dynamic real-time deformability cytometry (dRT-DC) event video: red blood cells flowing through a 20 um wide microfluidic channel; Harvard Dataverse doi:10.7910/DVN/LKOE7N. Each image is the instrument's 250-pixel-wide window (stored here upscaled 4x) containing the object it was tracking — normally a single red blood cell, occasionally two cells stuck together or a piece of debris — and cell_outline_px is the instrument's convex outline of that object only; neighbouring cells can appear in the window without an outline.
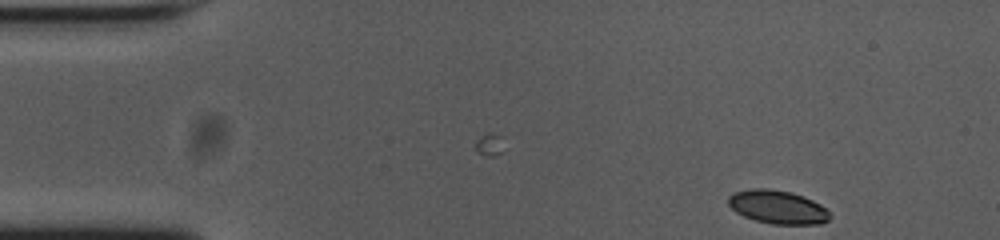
{"species": "common noctule bat (a hibernating species)", "species_latin": "Nyctalus noctula", "temperature_condition": "cold", "stored_images_in_passage": 2, "camera_frame_rate_fps": 3000, "um_per_image_px": 0.085, "animal": {"sex": "female", "body_mass_g": 23.0, "forearm_length_mm": 53.4}, "frame": {"image": 1, "passage_image": 2, "time_ms": 0.333, "image_size_px": [1000, 240], "cell_outline_px": [[832, 216], [828, 220], [820, 224], [772, 224], [756, 220], [744, 216], [736, 212], [728, 204], [728, 196], [732, 192], [752, 188], [768, 188], [792, 192], [804, 196], [820, 204]], "centroid_in_image_um": [66.08, 17.58], "position_along_channel_um": 18.9, "area_um2": 19.88}}